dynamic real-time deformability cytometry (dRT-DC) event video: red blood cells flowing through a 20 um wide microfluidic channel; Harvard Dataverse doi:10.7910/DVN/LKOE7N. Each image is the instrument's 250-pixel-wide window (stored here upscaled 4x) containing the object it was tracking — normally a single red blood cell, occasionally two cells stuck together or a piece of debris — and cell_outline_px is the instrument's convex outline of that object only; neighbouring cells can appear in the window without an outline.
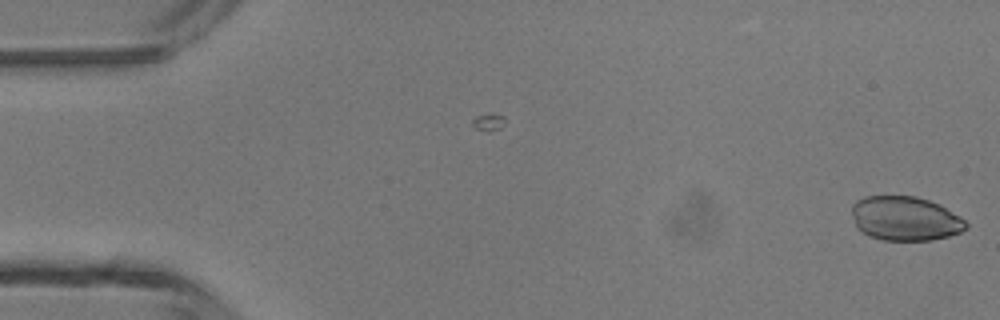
{"species": "common noctule bat (a hibernating species)", "species_latin": "Nyctalus noctula", "temperature_condition": "room temperature", "stored_images_in_passage": 4, "camera_frame_rate_fps": 3000, "um_per_image_px": 0.085, "animal": {"sex": "male", "body_mass_g": 13.3}, "frame": {"image": 1, "passage_image": 4, "time_ms": 1.0, "image_size_px": [1000, 320], "cell_outline_px": [[968, 228], [960, 232], [948, 236], [932, 240], [884, 240], [872, 236], [856, 228], [852, 212], [852, 204], [856, 200], [864, 196], [916, 196], [940, 204], [960, 216], [968, 224]], "centroid_in_image_um": [76.95, 18.56], "position_along_channel_um": 8.0, "area_um2": 29.48}}